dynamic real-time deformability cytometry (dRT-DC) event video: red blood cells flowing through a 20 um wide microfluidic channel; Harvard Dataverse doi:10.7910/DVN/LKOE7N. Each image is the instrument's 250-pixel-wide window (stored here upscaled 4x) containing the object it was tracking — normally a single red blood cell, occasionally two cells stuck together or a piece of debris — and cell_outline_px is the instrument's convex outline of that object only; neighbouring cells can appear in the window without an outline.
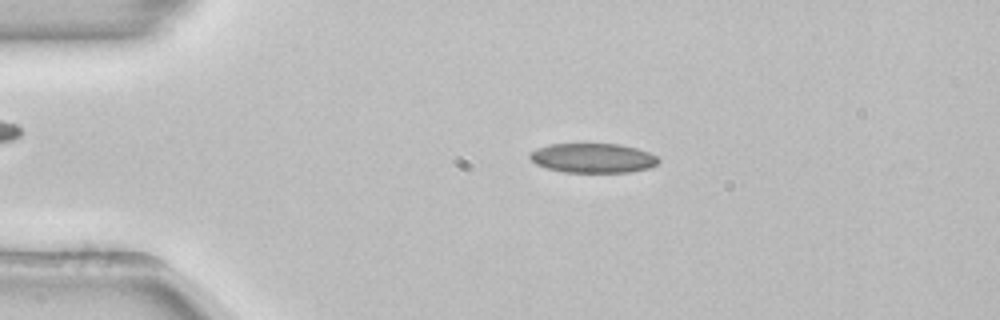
{"species": "common noctule bat (a hibernating species)", "species_latin": "Nyctalus noctula", "temperature_condition": "room temperature", "stored_images_in_passage": 51, "camera_frame_rate_fps": 3000, "um_per_image_px": 0.085, "animal": {"sex": "female", "body_mass_g": 22.7, "forearm_length_mm": 54.2}, "frame": {"image": 1, "passage_image": 11, "time_ms": 3.333, "image_size_px": [1000, 320], "cell_outline_px": [[660, 160], [656, 164], [648, 168], [628, 172], [564, 172], [548, 168], [536, 164], [528, 156], [528, 152], [536, 148], [548, 144], [620, 144], [636, 148], [648, 152], [656, 156]], "centroid_in_image_um": [50.36, 13.42], "position_along_channel_um": 34.6, "area_um2": 22.08}}
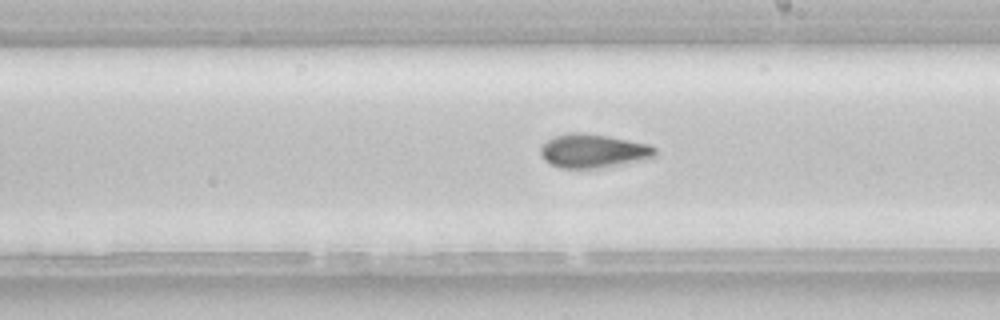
{"frame": {"image": 2, "passage_image": 30, "time_ms": 9.667, "image_size_px": [1000, 320], "cell_outline_px": [[656, 156], [644, 160], [596, 168], [560, 168], [544, 160], [540, 156], [540, 148], [552, 136], [568, 132], [584, 132], [608, 136], [648, 144], [656, 148]], "centroid_in_image_um": [50.4, 12.82], "position_along_channel_um": 238.6, "area_um2": 22.6}, "authors_computed_cell_mechanics": {"area_um2": 22.0796, "velocity_mm_per_s": 3.8944, "shape_relaxation_time_tau1_ms": null, "shape_relaxation_time_tau2_ms": 3.0275, "deformation_change_tau1": null, "deformation_change_tau2": 0.0841}}